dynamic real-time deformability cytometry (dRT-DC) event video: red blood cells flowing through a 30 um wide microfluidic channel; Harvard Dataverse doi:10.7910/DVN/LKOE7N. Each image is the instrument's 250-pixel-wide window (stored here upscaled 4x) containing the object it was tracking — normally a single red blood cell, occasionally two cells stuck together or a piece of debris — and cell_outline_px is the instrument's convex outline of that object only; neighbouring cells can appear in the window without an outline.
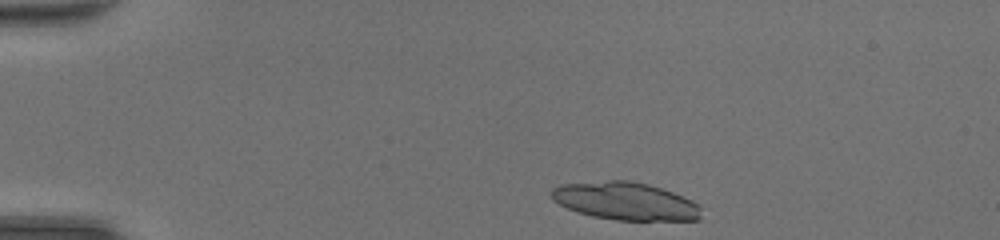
{"species": "common noctule bat (a hibernating species)", "species_latin": "Nyctalus noctula", "temperature_condition": "room temperature", "stored_images_in_passage": 39, "camera_frame_rate_fps": 3000, "um_per_image_px": 0.085, "animal": {"sex": "female", "body_mass_g": 20.0, "forearm_length_mm": 54.0}, "frame": {"image": 1, "passage_image": 1, "time_ms": 0.0, "image_size_px": [1000, 240], "cell_outline_px": [[700, 220], [616, 220], [592, 216], [576, 212], [552, 200], [548, 192], [552, 188], [560, 184], [608, 180], [632, 180], [648, 184], [672, 192], [692, 200], [700, 204]], "centroid_in_image_um": [53.12, 17.09], "position_along_channel_um": 31.9, "area_um2": 33.23}}